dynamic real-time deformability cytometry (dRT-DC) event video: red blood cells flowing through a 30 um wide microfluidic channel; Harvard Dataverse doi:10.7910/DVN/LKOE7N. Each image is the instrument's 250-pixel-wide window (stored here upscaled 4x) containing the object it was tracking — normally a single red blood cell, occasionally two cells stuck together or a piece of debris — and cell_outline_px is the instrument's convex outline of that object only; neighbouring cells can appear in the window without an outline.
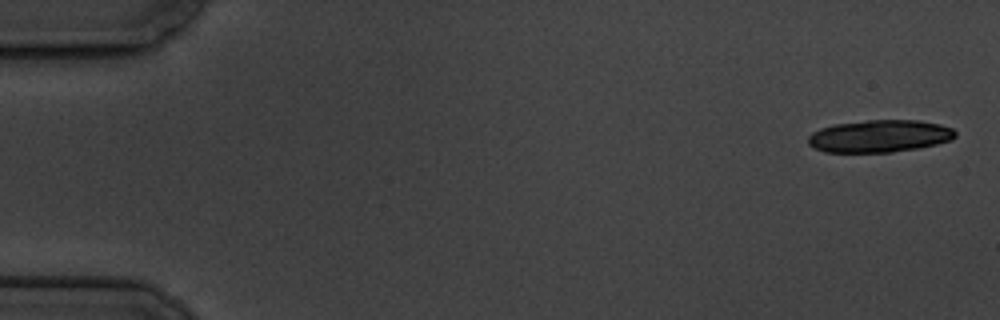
{"species": "common noctule bat (a hibernating species)", "species_latin": "Nyctalus noctula", "temperature_condition": "cold", "stored_images_in_passage": 6, "camera_frame_rate_fps": 3000, "um_per_image_px": 0.085, "animal": {"sex": "male", "body_mass_g": 19.5, "forearm_length_mm": 54.6}, "frame": {"image": 1, "passage_image": 1, "time_ms": 0.0, "image_size_px": [1000, 320], "cell_outline_px": [[956, 136], [952, 140], [920, 148], [892, 152], [824, 152], [808, 144], [808, 136], [812, 132], [820, 128], [836, 124], [868, 120], [920, 120], [940, 124], [952, 128], [956, 132]], "centroid_in_image_um": [74.78, 11.57], "position_along_channel_um": 10.2, "area_um2": 27.86}}